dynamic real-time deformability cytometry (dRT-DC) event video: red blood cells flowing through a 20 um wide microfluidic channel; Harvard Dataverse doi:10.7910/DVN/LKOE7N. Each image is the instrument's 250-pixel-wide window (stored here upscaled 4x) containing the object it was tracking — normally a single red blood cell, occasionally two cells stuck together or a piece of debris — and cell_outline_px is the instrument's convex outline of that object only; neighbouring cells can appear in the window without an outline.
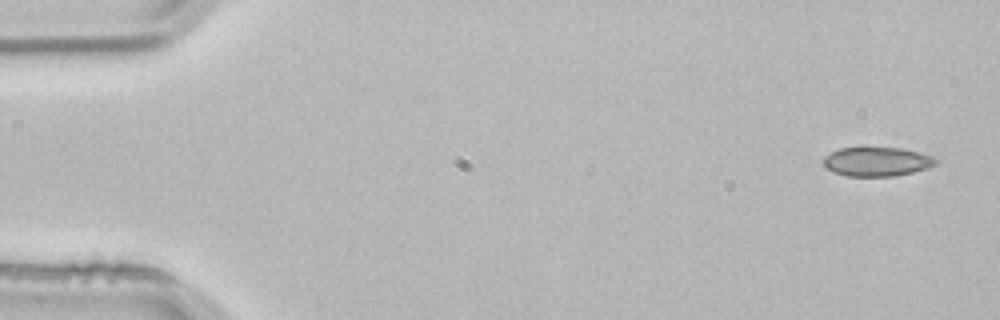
{"species": "common noctule bat (a hibernating species)", "species_latin": "Nyctalus noctula", "temperature_condition": "room temperature", "stored_images_in_passage": 5, "segment_of_instrument_passage": [2, 2], "camera_frame_rate_fps": 3000, "um_per_image_px": 0.085, "animal": {"sex": "male", "body_mass_g": 21.5, "forearm_length_mm": 52.0}, "frame": {"image": 1, "passage_image": 5, "time_ms": 1.333, "image_size_px": [1000, 320], "cell_outline_px": [[940, 160], [936, 164], [928, 168], [912, 172], [892, 176], [844, 176], [832, 172], [824, 168], [824, 156], [840, 148], [864, 144], [904, 148], [932, 156]], "centroid_in_image_um": [74.5, 13.69], "position_along_channel_um": 10.5, "area_um2": 20.06}}